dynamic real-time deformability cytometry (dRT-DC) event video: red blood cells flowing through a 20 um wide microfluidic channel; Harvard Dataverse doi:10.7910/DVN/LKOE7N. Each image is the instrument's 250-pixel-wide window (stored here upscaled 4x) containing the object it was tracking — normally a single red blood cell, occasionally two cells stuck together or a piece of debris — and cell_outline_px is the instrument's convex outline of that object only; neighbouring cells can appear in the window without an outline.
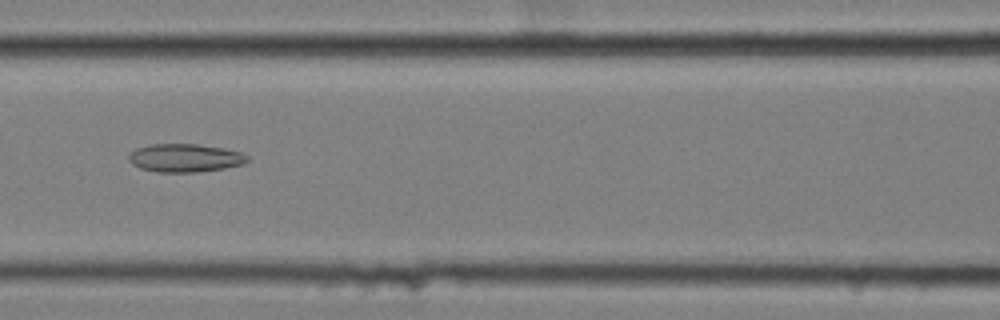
{"species": "common noctule bat (a hibernating species)", "species_latin": "Nyctalus noctula", "temperature_condition": "cold", "stored_images_in_passage": 58, "camera_frame_rate_fps": 3000, "um_per_image_px": 0.085, "animal": {"sex": "female", "body_mass_g": 25.1}, "frame": {"image": 1, "passage_image": 26, "time_ms": 8.333, "image_size_px": [1000, 320], "cell_outline_px": [[248, 160], [244, 164], [224, 168], [196, 172], [156, 172], [140, 168], [132, 164], [128, 160], [128, 156], [136, 148], [148, 144], [196, 144], [224, 148], [240, 152], [248, 156]], "centroid_in_image_um": [15.7, 13.42], "position_along_channel_um": 150.9, "area_um2": 19.54}}
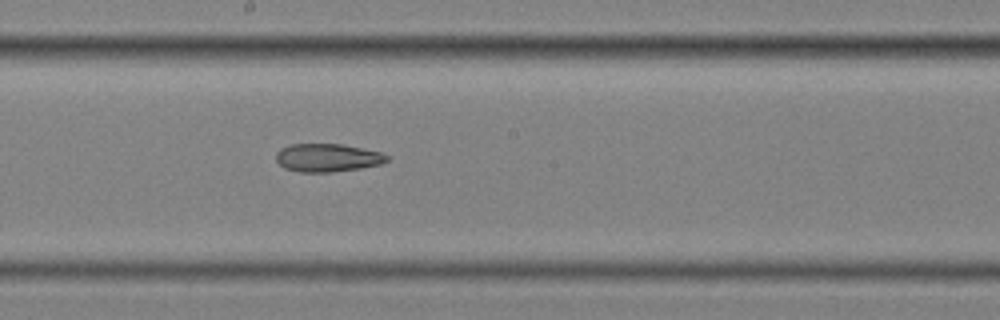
{"frame": {"image": 2, "passage_image": 32, "time_ms": 10.333, "image_size_px": [1000, 320], "cell_outline_px": [[392, 156], [388, 160], [380, 164], [360, 168], [332, 172], [300, 172], [284, 168], [276, 160], [276, 152], [280, 148], [288, 144], [344, 144], [380, 152]], "centroid_in_image_um": [27.83, 13.4], "position_along_channel_um": 220.4, "area_um2": 18.32}}
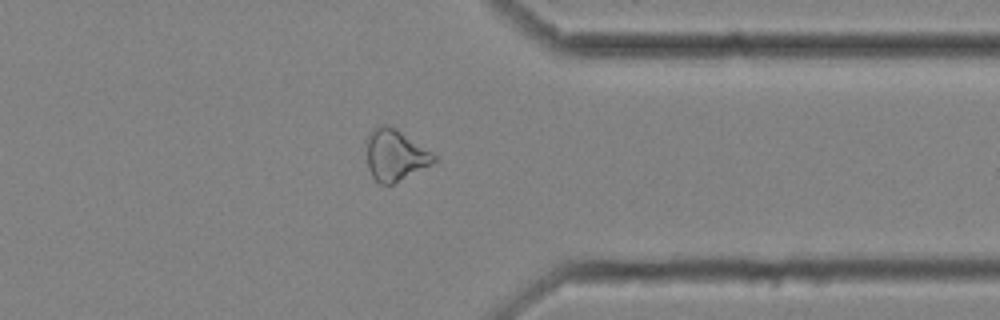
{"frame": {"image": 3, "passage_image": 46, "time_ms": 15.0, "image_size_px": [1000, 320], "cell_outline_px": [[436, 160], [432, 164], [392, 184], [380, 184], [372, 176], [368, 168], [364, 140], [372, 128], [380, 124], [384, 124], [396, 128], [432, 152], [436, 156]], "centroid_in_image_um": [33.53, 13.15], "position_along_channel_um": 377.9, "area_um2": 20.35}, "authors_computed_cell_mechanics": {"area_um2": 22.3397, "velocity_mm_per_s": 3.4858, "shape_relaxation_time_tau1_ms": null, "shape_relaxation_time_tau2_ms": 6.8052, "deformation_change_tau1": null, "deformation_change_tau2": 0.1582}}